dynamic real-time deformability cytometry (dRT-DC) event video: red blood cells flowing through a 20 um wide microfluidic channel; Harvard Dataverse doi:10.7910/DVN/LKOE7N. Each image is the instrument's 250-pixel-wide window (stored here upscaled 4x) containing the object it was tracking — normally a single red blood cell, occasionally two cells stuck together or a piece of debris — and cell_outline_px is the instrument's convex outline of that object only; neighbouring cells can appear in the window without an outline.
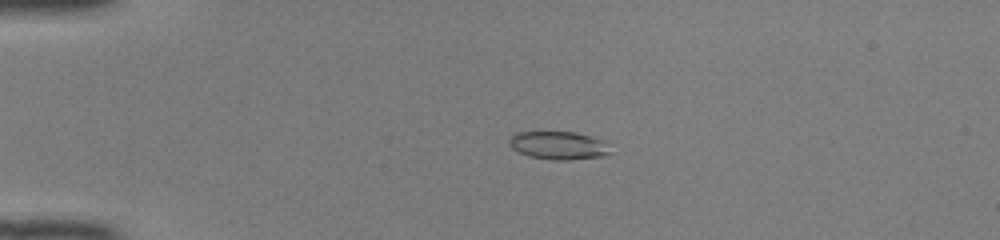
{"species": "common noctule bat (a hibernating species)", "species_latin": "Nyctalus noctula", "temperature_condition": "room temperature", "stored_images_in_passage": 49, "camera_frame_rate_fps": 3000, "um_per_image_px": 0.085, "animal": {"sex": "female", "body_mass_g": 22.0, "forearm_length_mm": 56.7}, "frame": {"image": 1, "passage_image": 11, "time_ms": 3.333, "image_size_px": [1000, 240], "cell_outline_px": [[612, 152], [604, 156], [568, 160], [552, 160], [528, 156], [512, 148], [508, 144], [508, 140], [516, 132], [576, 132], [604, 140]], "centroid_in_image_um": [47.48, 12.36], "position_along_channel_um": 37.5, "area_um2": 16.65}}
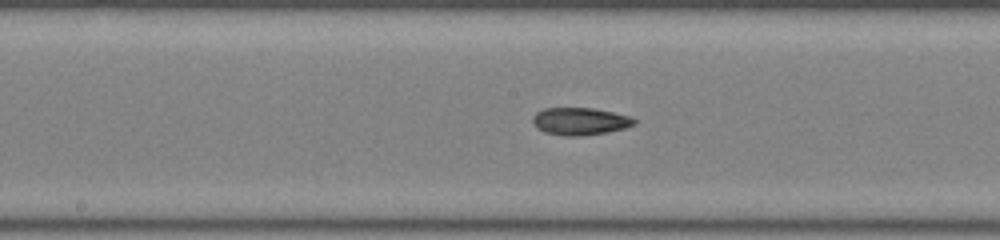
{"frame": {"image": 2, "passage_image": 26, "time_ms": 8.333, "image_size_px": [1000, 240], "cell_outline_px": [[636, 124], [624, 128], [608, 132], [580, 136], [564, 136], [544, 132], [536, 128], [532, 120], [532, 116], [536, 112], [544, 108], [592, 108], [632, 116], [636, 120]], "centroid_in_image_um": [49.29, 10.31], "position_along_channel_um": 198.9, "area_um2": 16.36}}
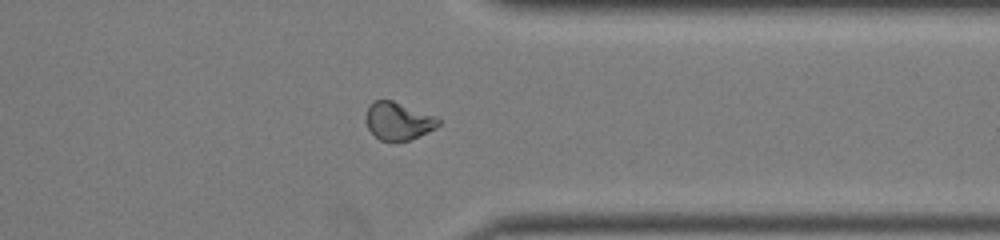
{"frame": {"image": 3, "passage_image": 39, "time_ms": 12.667, "image_size_px": [1000, 240], "cell_outline_px": [[440, 124], [436, 128], [408, 140], [380, 140], [368, 128], [364, 120], [368, 108], [376, 100], [392, 100], [436, 116], [440, 120]], "centroid_in_image_um": [33.85, 10.27], "position_along_channel_um": 377.5, "area_um2": 15.66}, "authors_computed_cell_mechanics": {"area_um2": 16.6464, "velocity_mm_per_s": 4.158, "shape_relaxation_time_tau1_ms": null, "shape_relaxation_time_tau2_ms": 3.2203, "deformation_change_tau1": null, "deformation_change_tau2": 0.0896}}